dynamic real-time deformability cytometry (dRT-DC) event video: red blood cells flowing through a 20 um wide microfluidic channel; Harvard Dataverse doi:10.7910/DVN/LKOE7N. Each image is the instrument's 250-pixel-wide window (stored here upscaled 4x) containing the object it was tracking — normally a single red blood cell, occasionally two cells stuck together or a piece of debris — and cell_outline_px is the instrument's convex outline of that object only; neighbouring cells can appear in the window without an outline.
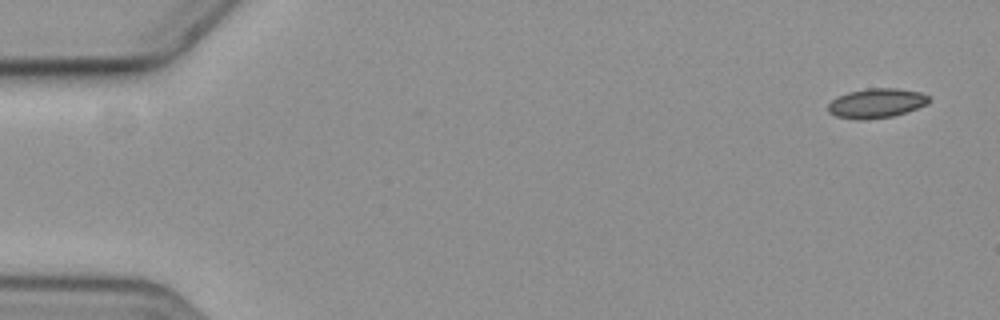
{"species": "common noctule bat (a hibernating species)", "species_latin": "Nyctalus noctula", "temperature_condition": "cold", "stored_images_in_passage": 6, "camera_frame_rate_fps": 3000, "um_per_image_px": 0.085, "animal": {"sex": "female", "body_mass_g": 19.3, "forearm_length_mm": 54.1}, "frame": {"image": 1, "passage_image": 1, "time_ms": 0.0, "image_size_px": [1000, 320], "cell_outline_px": [[928, 104], [892, 116], [864, 120], [856, 120], [836, 116], [828, 112], [828, 104], [836, 96], [848, 92], [868, 88], [896, 88], [920, 92], [928, 96]], "centroid_in_image_um": [74.44, 8.77], "position_along_channel_um": 10.6, "area_um2": 17.28}}
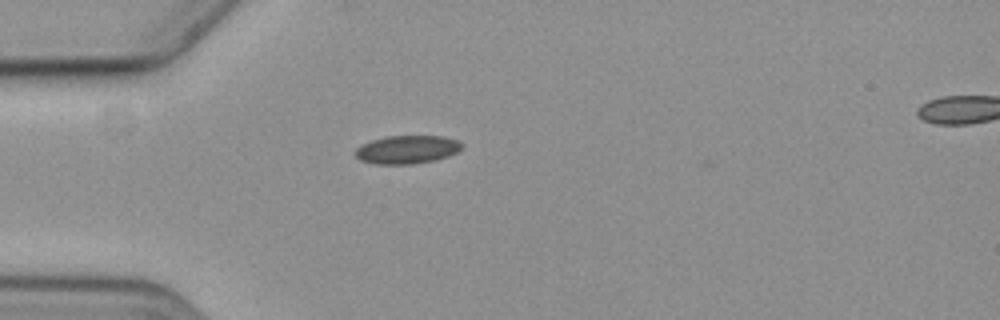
{"frame": {"image": 2, "passage_image": 5, "time_ms": 4.667, "image_size_px": [1000, 320], "cell_outline_px": [[464, 144], [456, 152], [448, 156], [436, 160], [412, 164], [376, 164], [360, 160], [352, 152], [360, 144], [384, 136], [444, 136], [460, 140]], "centroid_in_image_um": [34.58, 12.7], "position_along_channel_um": 50.4, "area_um2": 17.8}}